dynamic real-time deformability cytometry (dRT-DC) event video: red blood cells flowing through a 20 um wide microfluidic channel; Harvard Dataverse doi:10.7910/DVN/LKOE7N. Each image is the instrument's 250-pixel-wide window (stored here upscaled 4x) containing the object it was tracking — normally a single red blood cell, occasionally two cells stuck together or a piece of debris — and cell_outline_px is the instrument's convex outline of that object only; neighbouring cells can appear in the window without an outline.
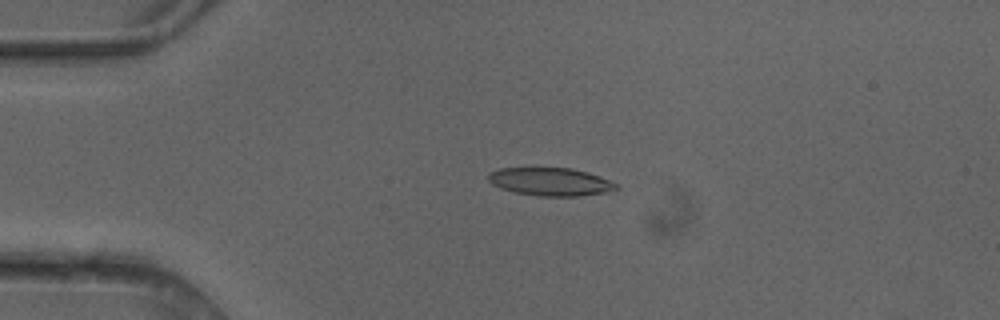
{"species": "common noctule bat (a hibernating species)", "species_latin": "Nyctalus noctula", "temperature_condition": "cold", "stored_images_in_passage": 5, "camera_frame_rate_fps": 3000, "um_per_image_px": 0.085, "animal": {"sex": "female"}, "frame": {"image": 1, "passage_image": 4, "time_ms": 1.0, "image_size_px": [1000, 320], "cell_outline_px": [[620, 188], [604, 192], [580, 196], [540, 196], [516, 192], [500, 188], [492, 184], [488, 180], [488, 172], [500, 168], [572, 168], [588, 172], [608, 180], [616, 184]], "centroid_in_image_um": [46.75, 15.44], "position_along_channel_um": 38.2, "area_um2": 20.75}}